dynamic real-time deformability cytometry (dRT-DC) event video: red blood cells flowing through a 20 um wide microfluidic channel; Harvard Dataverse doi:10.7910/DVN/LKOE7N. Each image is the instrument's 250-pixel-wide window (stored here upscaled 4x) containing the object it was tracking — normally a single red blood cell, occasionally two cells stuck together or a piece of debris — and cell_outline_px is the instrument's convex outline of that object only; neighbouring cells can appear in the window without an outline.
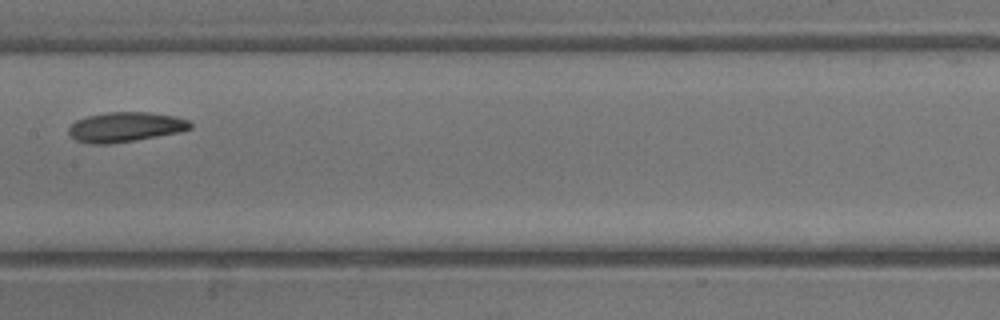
{"species": "common noctule bat (a hibernating species)", "species_latin": "Nyctalus noctula", "temperature_condition": "warm", "stored_images_in_passage": 22, "camera_frame_rate_fps": 3000, "um_per_image_px": 0.085, "animal": {"sex": "male", "body_mass_g": 13.3}, "frame": {"image": 1, "passage_image": 10, "time_ms": 3.0, "image_size_px": [1000, 320], "cell_outline_px": [[192, 128], [180, 132], [136, 140], [112, 144], [88, 144], [76, 140], [68, 132], [68, 128], [76, 120], [88, 116], [104, 112], [148, 112], [176, 116], [188, 120], [192, 124]], "centroid_in_image_um": [10.66, 10.8], "position_along_channel_um": 196.7, "area_um2": 21.27}}